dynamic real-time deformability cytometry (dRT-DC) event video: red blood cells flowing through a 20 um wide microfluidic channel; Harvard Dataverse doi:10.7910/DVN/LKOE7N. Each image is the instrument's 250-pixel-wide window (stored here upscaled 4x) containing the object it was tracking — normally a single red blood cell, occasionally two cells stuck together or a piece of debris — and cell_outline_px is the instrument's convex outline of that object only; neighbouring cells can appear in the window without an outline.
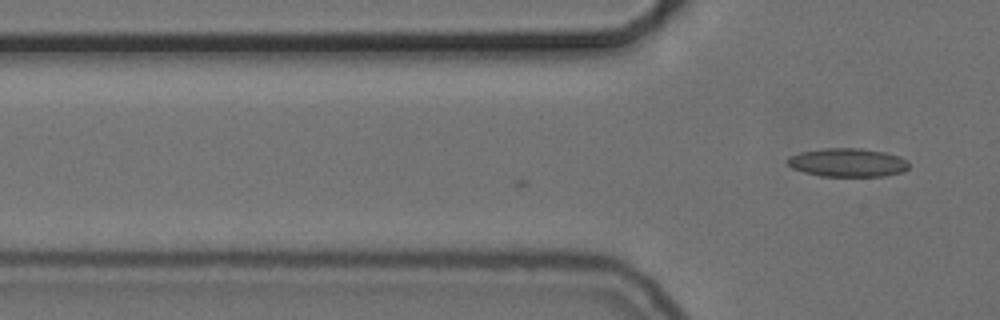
{"species": "common noctule bat (a hibernating species)", "species_latin": "Nyctalus noctula", "temperature_condition": "cold", "stored_images_in_passage": 2, "camera_frame_rate_fps": 3000, "um_per_image_px": 0.085, "animal": {"sex": "female", "body_mass_g": 24.6, "forearm_length_mm": 56.2}, "frame": {"image": 1, "passage_image": 2, "time_ms": 0.333, "image_size_px": [1000, 320], "cell_outline_px": [[908, 168], [904, 172], [884, 176], [820, 176], [804, 172], [792, 168], [784, 160], [788, 156], [800, 152], [824, 148], [860, 148], [884, 152], [900, 156], [908, 160]], "centroid_in_image_um": [72.04, 13.81], "position_along_channel_um": 53.8, "area_um2": 20.4}}